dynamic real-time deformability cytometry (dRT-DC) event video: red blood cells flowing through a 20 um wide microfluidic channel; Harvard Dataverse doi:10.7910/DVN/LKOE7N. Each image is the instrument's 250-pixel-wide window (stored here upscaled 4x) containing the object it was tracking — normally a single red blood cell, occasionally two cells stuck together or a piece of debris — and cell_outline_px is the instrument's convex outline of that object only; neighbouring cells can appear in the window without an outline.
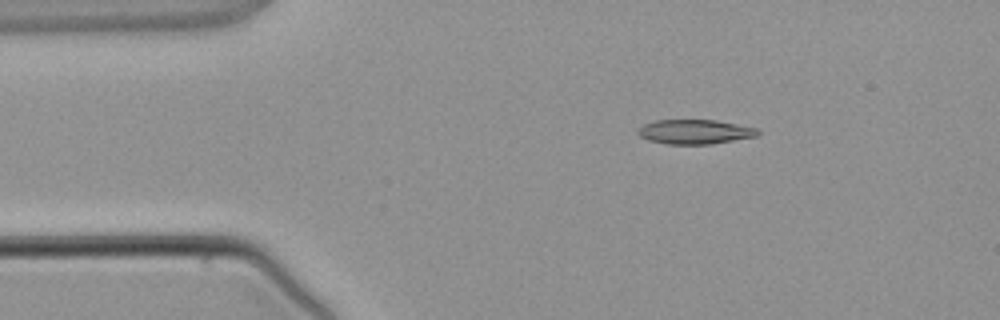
{"species": "common noctule bat (a hibernating species)", "species_latin": "Nyctalus noctula", "temperature_condition": "warm", "stored_images_in_passage": 3, "camera_frame_rate_fps": 3000, "um_per_image_px": 0.085, "animal": {"sex": "male", "body_mass_g": 21.5, "forearm_length_mm": 52.0}, "frame": {"image": 1, "passage_image": 2, "time_ms": 2.0, "image_size_px": [1000, 320], "cell_outline_px": [[760, 132], [756, 136], [712, 144], [668, 144], [648, 140], [640, 136], [636, 132], [636, 128], [644, 124], [656, 120], [716, 120], [760, 128]], "centroid_in_image_um": [59.06, 11.19], "position_along_channel_um": 25.9, "area_um2": 17.22}}